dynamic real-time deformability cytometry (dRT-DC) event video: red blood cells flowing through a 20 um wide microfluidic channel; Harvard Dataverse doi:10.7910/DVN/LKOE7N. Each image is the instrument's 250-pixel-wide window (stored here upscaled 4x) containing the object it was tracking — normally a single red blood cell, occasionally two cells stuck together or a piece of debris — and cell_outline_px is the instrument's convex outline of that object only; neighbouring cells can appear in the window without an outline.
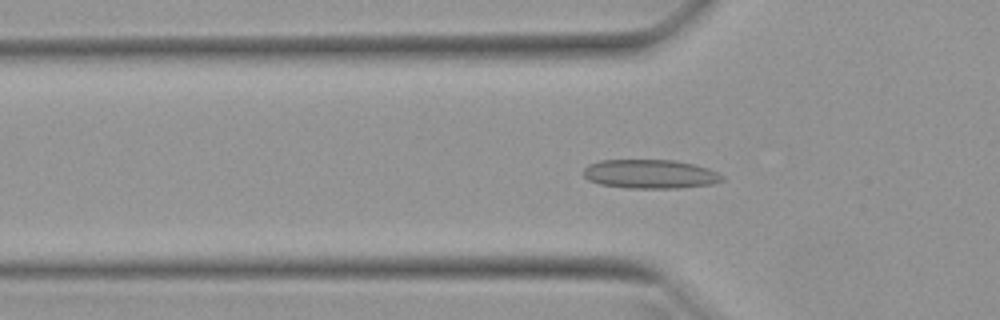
{"species": "Egyptian fruit bat (a non-hibernating species)", "species_latin": "Rousettus aegyptiacus", "temperature_condition": "warm", "stored_images_in_passage": 50, "camera_frame_rate_fps": 3000, "um_per_image_px": 0.085, "animal": {"sex": "female"}, "frame": {"image": 1, "passage_image": 15, "time_ms": 4.667, "image_size_px": [1000, 320], "cell_outline_px": [[724, 180], [712, 184], [680, 188], [628, 188], [600, 184], [588, 180], [584, 176], [584, 168], [588, 164], [600, 160], [672, 160], [692, 164], [708, 168], [724, 176]], "centroid_in_image_um": [55.25, 14.79], "position_along_channel_um": 70.5, "area_um2": 23.41}}
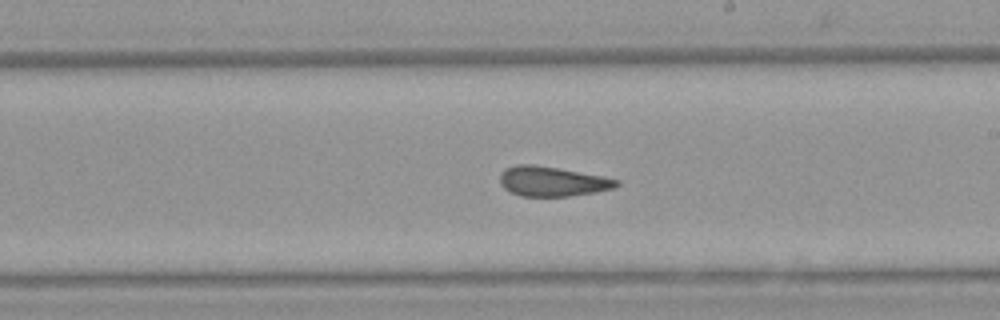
{"frame": {"image": 2, "passage_image": 28, "time_ms": 9.0, "image_size_px": [1000, 320], "cell_outline_px": [[620, 184], [612, 188], [596, 192], [568, 196], [520, 196], [504, 188], [500, 184], [500, 172], [504, 168], [516, 164], [532, 164], [604, 176], [620, 180]], "centroid_in_image_um": [46.92, 15.41], "position_along_channel_um": 242.1, "area_um2": 20.23}}
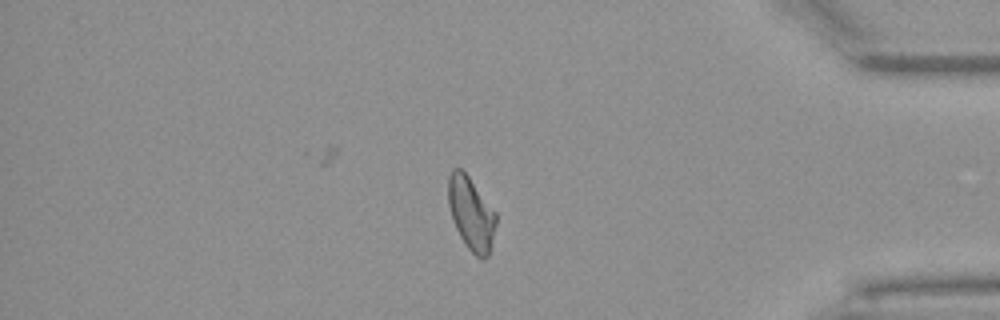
{"frame": {"image": 3, "passage_image": 42, "time_ms": 13.667, "image_size_px": [1000, 320], "cell_outline_px": [[496, 224], [488, 256], [484, 260], [480, 260], [468, 248], [460, 236], [456, 228], [448, 204], [448, 176], [452, 168], [460, 168], [468, 176], [496, 212]], "centroid_in_image_um": [40.04, 18.15], "position_along_channel_um": 395.2, "area_um2": 20.17}, "authors_computed_cell_mechanics": {"area_um2": 21.097, "velocity_mm_per_s": 3.9649, "shape_relaxation_time_tau1_ms": null, "shape_relaxation_time_tau2_ms": 1.3052, "deformation_change_tau1": null, "deformation_change_tau2": 0.0963}}